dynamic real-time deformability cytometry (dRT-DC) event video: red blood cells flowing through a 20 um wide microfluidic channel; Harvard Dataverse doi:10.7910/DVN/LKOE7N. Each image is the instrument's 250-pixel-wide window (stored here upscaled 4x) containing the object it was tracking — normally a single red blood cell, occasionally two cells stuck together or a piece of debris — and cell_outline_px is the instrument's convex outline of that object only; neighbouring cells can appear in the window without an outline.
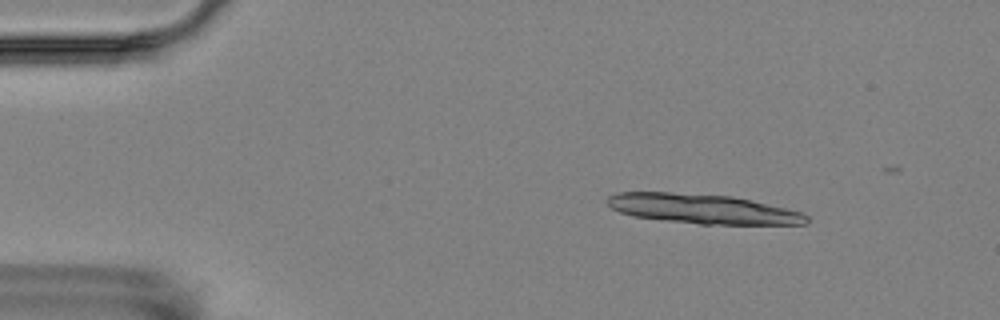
{"species": "Egyptian fruit bat (a non-hibernating species)", "species_latin": "Rousettus aegyptiacus", "temperature_condition": "room temperature", "stored_images_in_passage": 2, "camera_frame_rate_fps": 3000, "um_per_image_px": 0.085, "animal": {"sex": "female"}, "frame": {"image": 1, "passage_image": 2, "time_ms": 1.333, "image_size_px": [1000, 320], "cell_outline_px": [[808, 220], [804, 224], [700, 224], [636, 216], [620, 212], [612, 208], [604, 200], [608, 196], [616, 192], [672, 192], [732, 196], [784, 208], [800, 212], [808, 216]], "centroid_in_image_um": [59.67, 17.74], "position_along_channel_um": 25.3, "area_um2": 33.87}}